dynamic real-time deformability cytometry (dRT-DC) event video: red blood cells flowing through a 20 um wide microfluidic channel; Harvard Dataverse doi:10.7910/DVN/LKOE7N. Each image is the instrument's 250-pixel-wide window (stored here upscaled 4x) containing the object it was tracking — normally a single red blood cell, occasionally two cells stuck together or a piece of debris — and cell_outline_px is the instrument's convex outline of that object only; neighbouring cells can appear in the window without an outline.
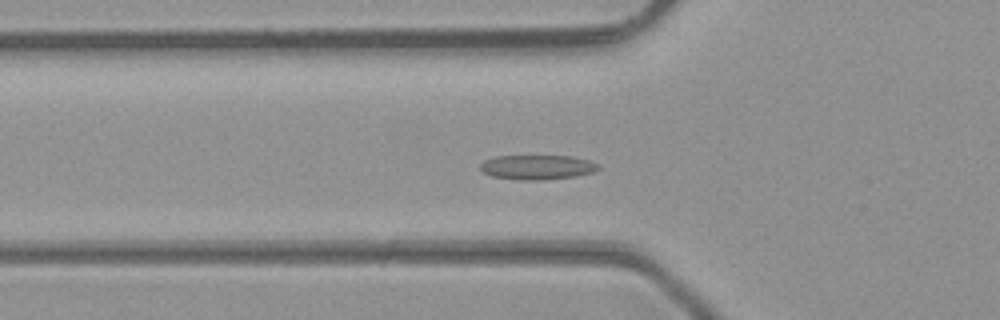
{"species": "common noctule bat (a hibernating species)", "species_latin": "Nyctalus noctula", "temperature_condition": "room temperature", "stored_images_in_passage": 49, "camera_frame_rate_fps": 3000, "um_per_image_px": 0.085, "animal": {"sex": "male", "body_mass_g": 23.1, "forearm_length_mm": 52.7}, "frame": {"image": 1, "passage_image": 17, "time_ms": 5.333, "image_size_px": [1000, 320], "cell_outline_px": [[600, 168], [592, 172], [576, 176], [544, 180], [516, 180], [492, 176], [484, 172], [480, 168], [480, 164], [484, 160], [496, 156], [572, 156], [588, 160], [600, 164]], "centroid_in_image_um": [45.67, 14.21], "position_along_channel_um": 80.1, "area_um2": 16.99}}
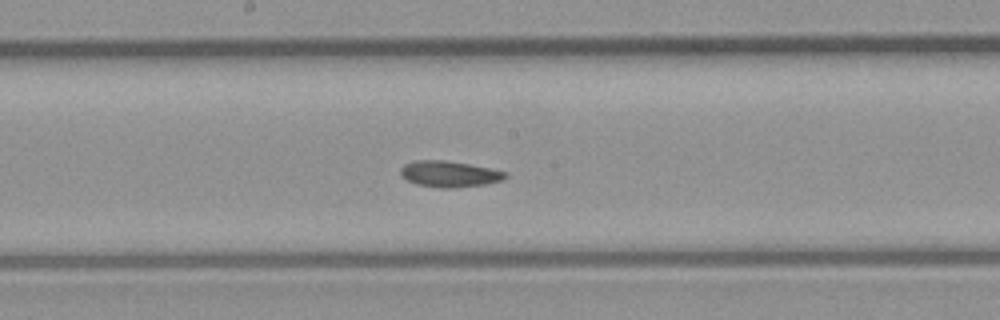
{"frame": {"image": 2, "passage_image": 26, "time_ms": 8.333, "image_size_px": [1000, 320], "cell_outline_px": [[508, 176], [504, 180], [484, 184], [452, 188], [440, 188], [416, 184], [408, 180], [400, 172], [400, 168], [404, 164], [412, 160], [444, 160], [468, 164], [488, 168], [504, 172]], "centroid_in_image_um": [38.16, 14.78], "position_along_channel_um": 210.0, "area_um2": 15.78}}
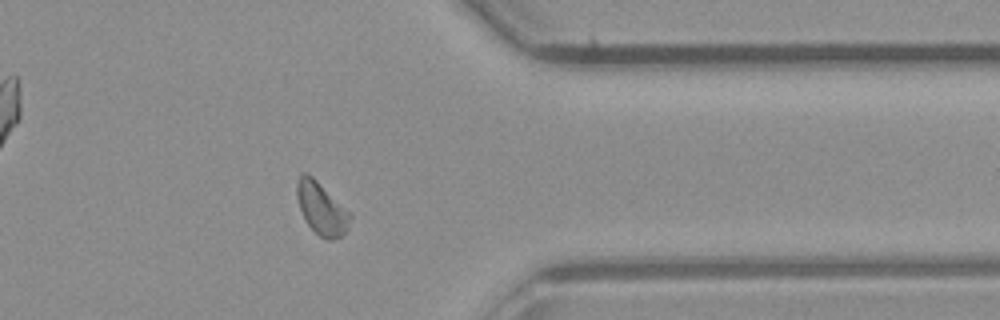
{"frame": {"image": 3, "passage_image": 39, "time_ms": 12.667, "image_size_px": [1000, 320], "cell_outline_px": [[352, 216], [348, 228], [340, 236], [332, 240], [328, 240], [320, 236], [304, 220], [296, 196], [296, 184], [300, 176], [304, 172], [308, 172], [352, 212]], "centroid_in_image_um": [27.35, 17.7], "position_along_channel_um": 384.1, "area_um2": 16.42}, "authors_computed_cell_mechanics": {"area_um2": 16.2996, "velocity_mm_per_s": 4.2892, "shape_relaxation_time_tau1_ms": null, "shape_relaxation_time_tau2_ms": 4.1587, "deformation_change_tau1": null, "deformation_change_tau2": 0.0617}}